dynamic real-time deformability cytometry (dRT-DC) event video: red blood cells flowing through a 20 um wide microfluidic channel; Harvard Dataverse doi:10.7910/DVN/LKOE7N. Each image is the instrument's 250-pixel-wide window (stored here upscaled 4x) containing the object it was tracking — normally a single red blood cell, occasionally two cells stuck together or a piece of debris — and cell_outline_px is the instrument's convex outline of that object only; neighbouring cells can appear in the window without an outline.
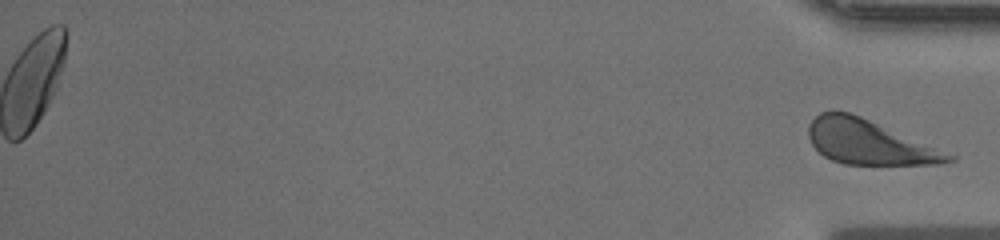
{"species": "human", "species_latin": "Homo sapiens", "temperature_condition": "warm", "stored_images_in_passage": 47, "segment_of_instrument_passage": [2, 2], "camera_frame_rate_fps": 3000, "um_per_image_px": 0.085, "donor": {"sex": "male"}, "frame": {"image": 1, "passage_image": 47, "time_ms": 15.333, "image_size_px": [1000, 240], "cell_outline_px": [[956, 160], [940, 164], [844, 164], [832, 160], [824, 156], [812, 144], [808, 136], [808, 128], [812, 120], [820, 112], [832, 108], [848, 112], [860, 116], [956, 156]], "centroid_in_image_um": [73.81, 12.07], "position_along_channel_um": 361.4, "area_um2": 35.95}}